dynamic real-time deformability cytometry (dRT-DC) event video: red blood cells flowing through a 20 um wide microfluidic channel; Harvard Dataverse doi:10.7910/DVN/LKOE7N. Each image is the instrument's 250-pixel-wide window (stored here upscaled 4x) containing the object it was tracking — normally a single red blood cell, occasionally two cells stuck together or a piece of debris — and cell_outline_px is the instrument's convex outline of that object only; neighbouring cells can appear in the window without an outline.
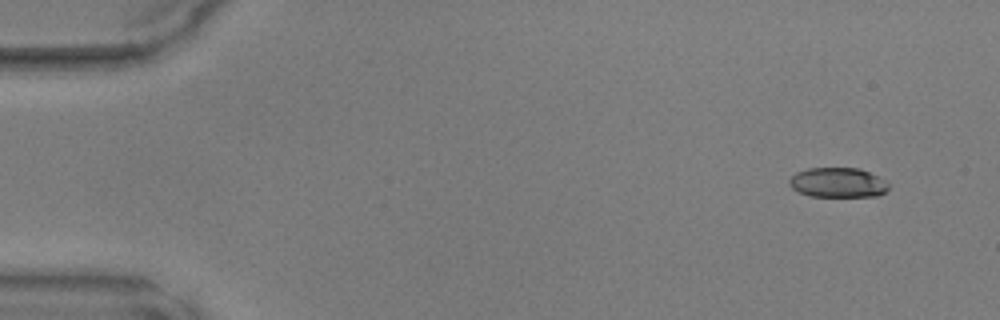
{"species": "common noctule bat (a hibernating species)", "species_latin": "Nyctalus noctula", "temperature_condition": "warm", "stored_images_in_passage": 27, "camera_frame_rate_fps": 3000, "um_per_image_px": 0.085, "animal": {"sex": "male", "body_mass_g": 17.9, "forearm_length_mm": 54.2}, "frame": {"image": 1, "passage_image": 1, "time_ms": 0.0, "image_size_px": [1000, 320], "cell_outline_px": [[888, 188], [884, 192], [876, 196], [808, 196], [792, 188], [788, 184], [788, 180], [796, 172], [808, 168], [860, 168], [884, 180], [888, 184]], "centroid_in_image_um": [71.17, 15.51], "position_along_channel_um": 13.8, "area_um2": 17.11}}
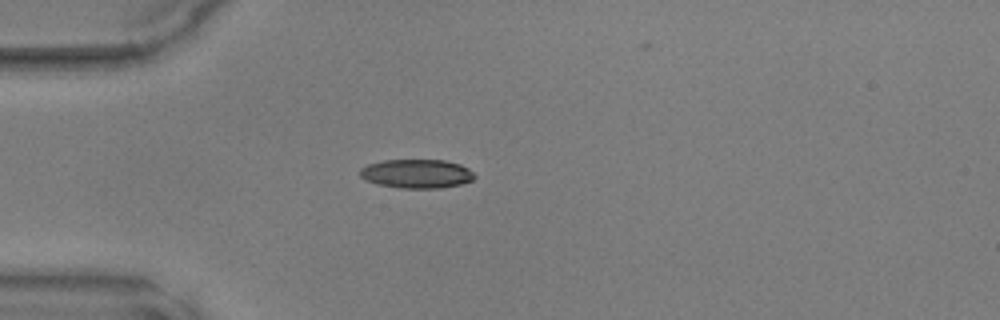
{"frame": {"image": 2, "passage_image": 11, "time_ms": 3.333, "image_size_px": [1000, 320], "cell_outline_px": [[476, 176], [472, 180], [460, 184], [440, 188], [400, 188], [376, 184], [364, 180], [360, 176], [360, 168], [368, 164], [384, 160], [444, 160], [460, 164], [468, 168]], "centroid_in_image_um": [35.39, 14.76], "position_along_channel_um": 49.6, "area_um2": 19.36}}
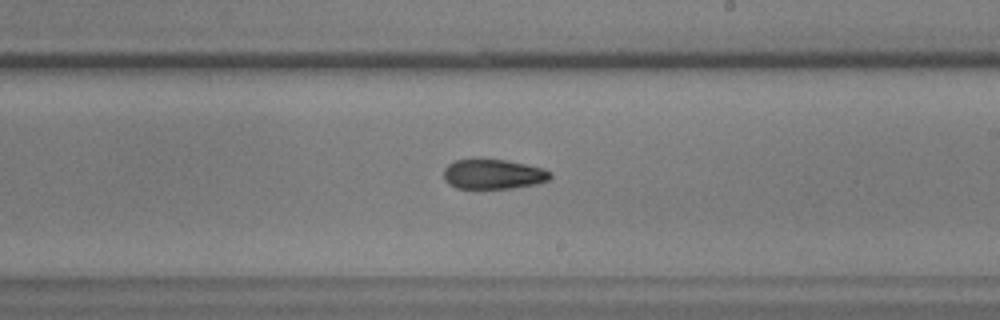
{"frame": {"image": 3, "passage_image": 26, "time_ms": 8.333, "image_size_px": [1000, 320], "cell_outline_px": [[552, 176], [548, 180], [536, 184], [512, 188], [456, 188], [448, 184], [444, 180], [444, 168], [448, 164], [456, 160], [480, 156], [504, 160], [544, 168], [552, 172]], "centroid_in_image_um": [41.89, 14.77], "position_along_channel_um": 247.1, "area_um2": 19.07}}